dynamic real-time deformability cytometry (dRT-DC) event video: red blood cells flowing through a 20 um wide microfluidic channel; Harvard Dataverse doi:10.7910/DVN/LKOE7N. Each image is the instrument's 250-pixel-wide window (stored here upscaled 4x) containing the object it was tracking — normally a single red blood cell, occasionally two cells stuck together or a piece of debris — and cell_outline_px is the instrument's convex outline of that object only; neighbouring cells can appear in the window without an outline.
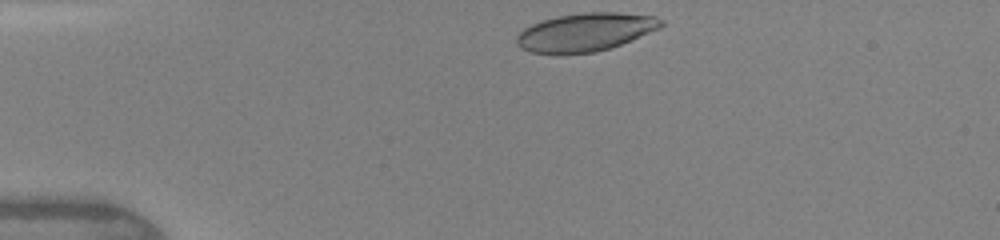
{"species": "human", "species_latin": "Homo sapiens", "temperature_condition": "warm", "stored_images_in_passage": 19, "camera_frame_rate_fps": 3000, "um_per_image_px": 0.085, "donor": {"sex": "female"}, "frame": {"image": 1, "passage_image": 1, "time_ms": 0.0, "image_size_px": [1000, 240], "cell_outline_px": [[664, 24], [660, 28], [620, 44], [596, 52], [560, 56], [556, 56], [532, 52], [520, 48], [516, 44], [516, 36], [524, 28], [532, 24], [556, 16], [584, 12], [616, 12], [656, 16], [664, 20]], "centroid_in_image_um": [49.72, 2.75], "position_along_channel_um": 35.3, "area_um2": 32.66}}
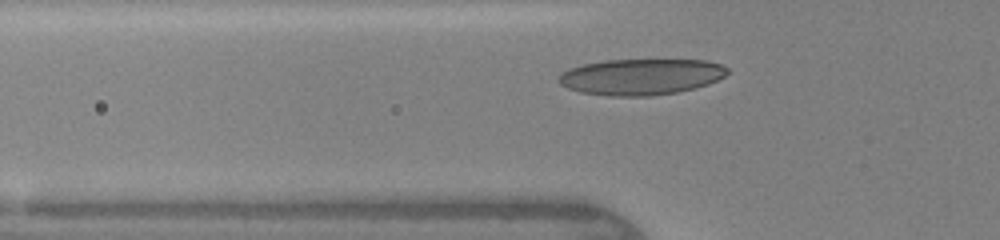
{"frame": {"image": 2, "passage_image": 8, "time_ms": 2.0, "image_size_px": [1000, 240], "cell_outline_px": [[732, 72], [708, 84], [676, 92], [648, 96], [608, 96], [580, 92], [568, 88], [560, 84], [556, 80], [568, 68], [584, 64], [604, 60], [708, 60], [720, 64], [728, 68]], "centroid_in_image_um": [54.49, 6.52], "position_along_channel_um": 71.3, "area_um2": 35.49}}
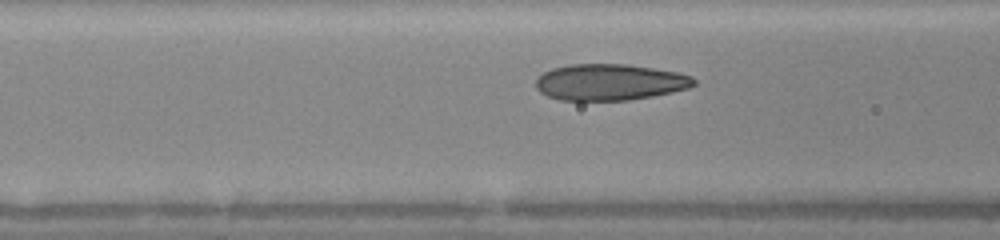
{"frame": {"image": 3, "passage_image": 13, "time_ms": 3.0, "image_size_px": [1000, 240], "cell_outline_px": [[696, 84], [688, 88], [672, 92], [652, 96], [628, 100], [560, 100], [548, 96], [540, 92], [536, 88], [536, 80], [544, 72], [552, 68], [568, 64], [624, 64], [652, 68], [676, 72], [692, 76], [696, 80]], "centroid_in_image_um": [51.82, 6.98], "position_along_channel_um": 114.8, "area_um2": 33.35}}